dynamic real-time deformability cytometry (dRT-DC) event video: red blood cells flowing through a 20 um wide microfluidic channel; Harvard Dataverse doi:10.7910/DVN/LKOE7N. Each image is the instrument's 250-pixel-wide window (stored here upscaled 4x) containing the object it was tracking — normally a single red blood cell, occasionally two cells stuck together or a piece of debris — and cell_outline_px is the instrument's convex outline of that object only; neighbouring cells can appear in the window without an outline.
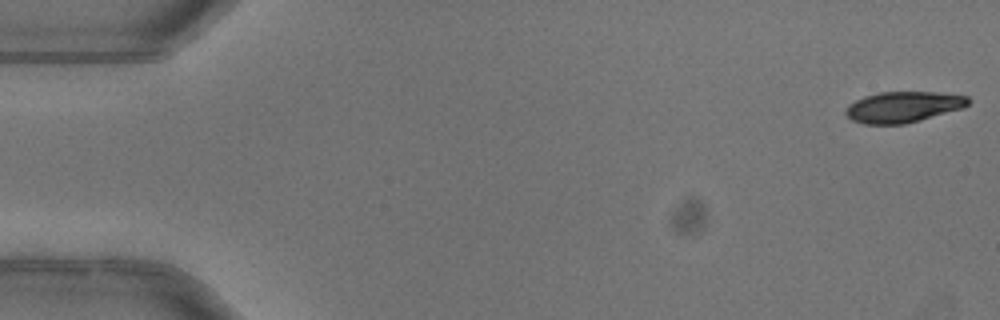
{"species": "common noctule bat (a hibernating species)", "species_latin": "Nyctalus noctula", "temperature_condition": "warm", "stored_images_in_passage": 47, "camera_frame_rate_fps": 3000, "um_per_image_px": 0.085, "animal": {"sex": "female"}, "frame": {"image": 1, "passage_image": 1, "time_ms": 0.0, "image_size_px": [1000, 320], "cell_outline_px": [[968, 104], [964, 108], [920, 120], [904, 124], [864, 124], [852, 120], [844, 112], [848, 104], [864, 96], [880, 92], [936, 92], [968, 96]], "centroid_in_image_um": [76.76, 9.09], "position_along_channel_um": 8.2, "area_um2": 22.02}}
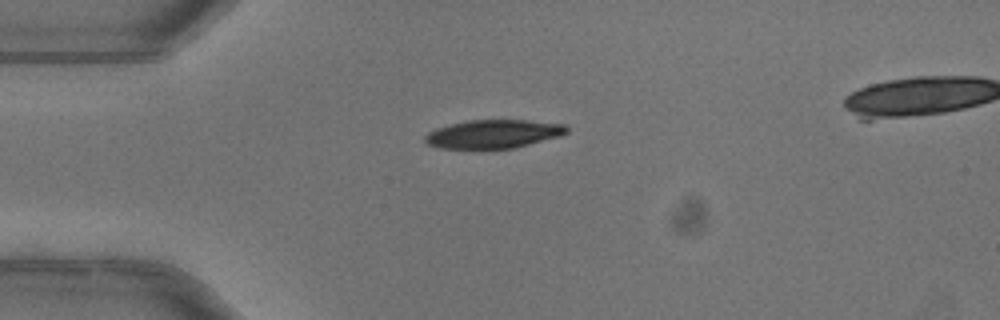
{"frame": {"image": 2, "passage_image": 13, "time_ms": 4.0, "image_size_px": [1000, 320], "cell_outline_px": [[568, 132], [560, 136], [512, 148], [440, 148], [428, 144], [424, 140], [424, 136], [428, 132], [436, 128], [468, 120], [524, 120], [568, 124]], "centroid_in_image_um": [41.95, 11.38], "position_along_channel_um": 43.0, "area_um2": 23.35}}